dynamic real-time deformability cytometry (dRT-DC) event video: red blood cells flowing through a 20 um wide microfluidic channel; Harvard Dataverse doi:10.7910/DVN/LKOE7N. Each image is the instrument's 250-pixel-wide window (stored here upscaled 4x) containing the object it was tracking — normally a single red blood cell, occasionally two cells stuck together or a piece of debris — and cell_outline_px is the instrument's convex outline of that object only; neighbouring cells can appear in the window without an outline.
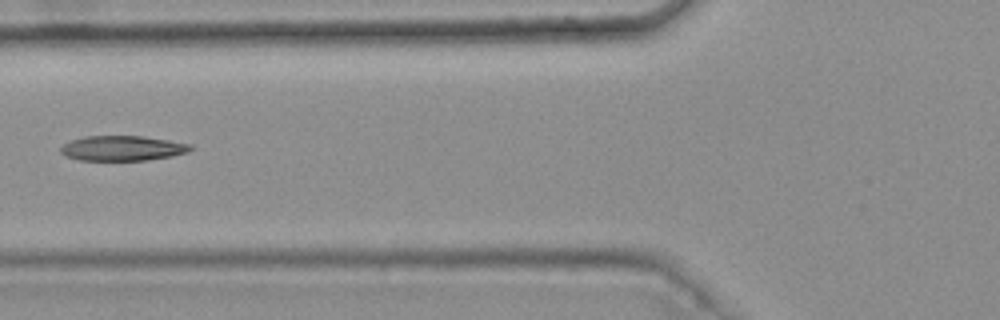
{"species": "common noctule bat (a hibernating species)", "species_latin": "Nyctalus noctula", "temperature_condition": "warm", "stored_images_in_passage": 6, "camera_frame_rate_fps": 3000, "um_per_image_px": 0.085, "animal": {"sex": "female", "body_mass_g": 25.1}, "frame": {"image": 1, "passage_image": 5, "time_ms": 1.333, "image_size_px": [1000, 320], "cell_outline_px": [[192, 148], [188, 152], [172, 156], [148, 160], [80, 160], [64, 156], [60, 152], [60, 148], [64, 144], [72, 140], [84, 136], [140, 136], [168, 140], [192, 144]], "centroid_in_image_um": [10.4, 12.6], "position_along_channel_um": 115.4, "area_um2": 18.9}}
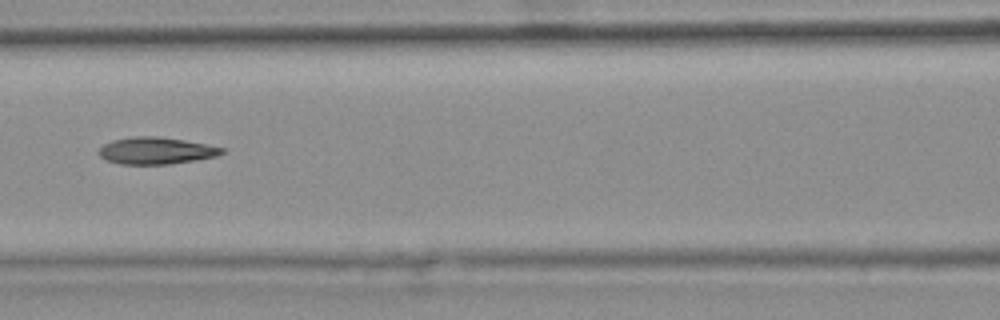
{"frame": {"image": 2, "passage_image": 6, "time_ms": 1.667, "image_size_px": [1000, 320], "cell_outline_px": [[224, 152], [216, 156], [168, 164], [120, 164], [104, 160], [96, 152], [104, 144], [112, 140], [132, 136], [156, 136], [184, 140], [208, 144], [224, 148]], "centroid_in_image_um": [13.21, 12.8], "position_along_channel_um": 153.4, "area_um2": 19.31}}